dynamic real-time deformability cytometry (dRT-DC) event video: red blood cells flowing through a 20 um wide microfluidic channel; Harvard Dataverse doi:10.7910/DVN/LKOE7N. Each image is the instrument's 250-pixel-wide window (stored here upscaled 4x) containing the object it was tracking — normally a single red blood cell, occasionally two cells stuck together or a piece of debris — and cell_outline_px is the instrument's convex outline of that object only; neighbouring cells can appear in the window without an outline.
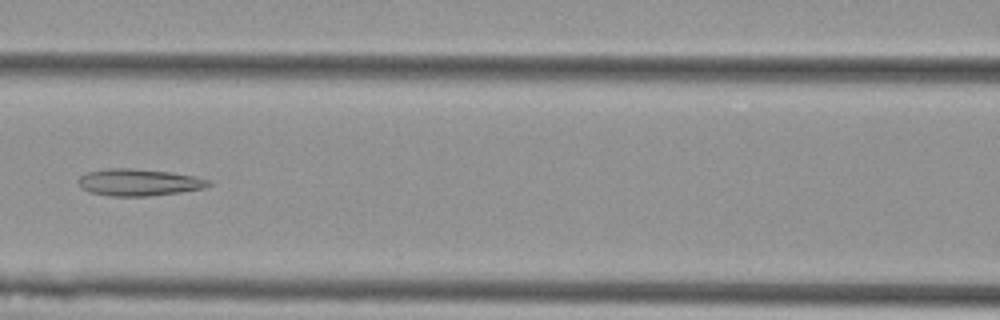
{"species": "Egyptian fruit bat (a non-hibernating species)", "species_latin": "Rousettus aegyptiacus", "temperature_condition": "cold", "stored_images_in_passage": 7, "camera_frame_rate_fps": 3000, "um_per_image_px": 0.085, "animal": {"sex": "female"}, "frame": {"image": 1, "passage_image": 7, "time_ms": 2.0, "image_size_px": [1000, 320], "cell_outline_px": [[212, 184], [204, 188], [180, 192], [148, 196], [112, 196], [88, 192], [80, 188], [80, 176], [88, 172], [104, 168], [132, 168], [168, 172], [196, 176], [212, 180]], "centroid_in_image_um": [11.82, 15.5], "position_along_channel_um": 154.8, "area_um2": 20.46}}